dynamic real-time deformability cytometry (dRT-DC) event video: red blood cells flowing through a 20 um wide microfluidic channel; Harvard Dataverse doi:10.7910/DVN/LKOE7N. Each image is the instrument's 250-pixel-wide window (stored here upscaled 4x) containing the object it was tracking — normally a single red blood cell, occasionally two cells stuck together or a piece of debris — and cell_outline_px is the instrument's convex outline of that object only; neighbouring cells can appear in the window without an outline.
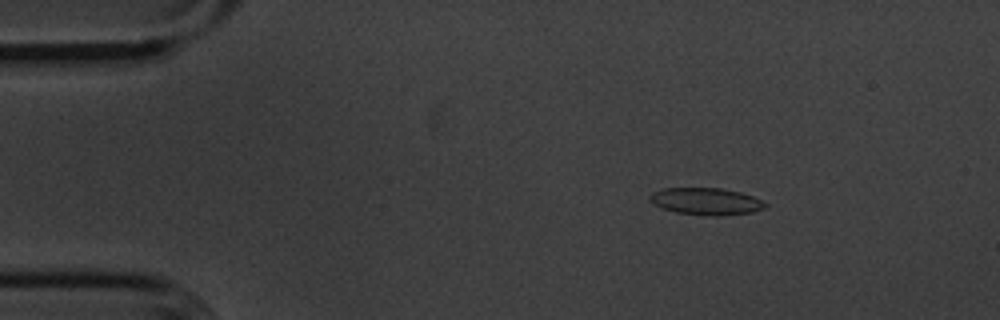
{"species": "common noctule bat (a hibernating species)", "species_latin": "Nyctalus noctula", "temperature_condition": "cold", "stored_images_in_passage": 55, "camera_frame_rate_fps": 3000, "um_per_image_px": 0.085, "animal": {"sex": "male", "body_mass_g": 20.1, "forearm_length_mm": 53.5}, "frame": {"image": 1, "passage_image": 8, "time_ms": 2.333, "image_size_px": [1000, 320], "cell_outline_px": [[768, 204], [764, 208], [752, 212], [724, 216], [712, 216], [676, 212], [664, 208], [648, 200], [648, 196], [652, 192], [664, 188], [720, 188], [740, 192], [752, 196]], "centroid_in_image_um": [60.02, 17.11], "position_along_channel_um": 25.0, "area_um2": 18.09}}
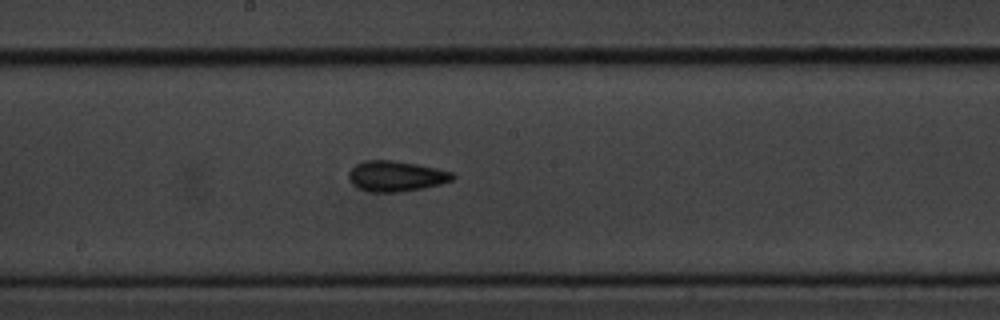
{"frame": {"image": 2, "passage_image": 29, "time_ms": 9.333, "image_size_px": [1000, 320], "cell_outline_px": [[456, 176], [452, 180], [440, 184], [400, 192], [368, 192], [352, 184], [348, 180], [348, 172], [356, 164], [364, 160], [392, 160], [416, 164], [436, 168], [452, 172]], "centroid_in_image_um": [33.63, 14.97], "position_along_channel_um": 214.6, "area_um2": 18.44}}
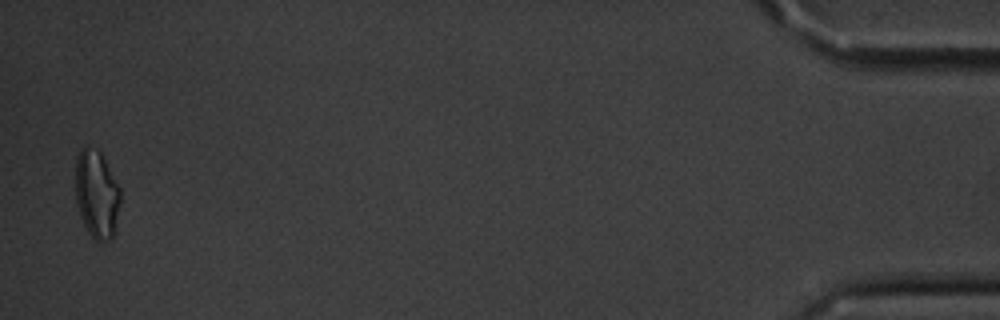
{"frame": {"image": 3, "passage_image": 54, "time_ms": 17.667, "image_size_px": [1000, 320], "cell_outline_px": [[120, 204], [112, 236], [108, 240], [96, 240], [88, 232], [80, 216], [76, 204], [76, 160], [80, 148], [84, 144], [96, 148], [100, 152], [120, 188]], "centroid_in_image_um": [8.2, 16.45], "position_along_channel_um": 427.0, "area_um2": 22.83}, "authors_computed_cell_mechanics": {"area_um2": 18.0914, "velocity_mm_per_s": 3.6059, "shape_relaxation_time_tau1_ms": 4.4641, "shape_relaxation_time_tau2_ms": 2.6417, "deformation_change_tau1": 0.0962, "deformation_change_tau2": 0.0928}}